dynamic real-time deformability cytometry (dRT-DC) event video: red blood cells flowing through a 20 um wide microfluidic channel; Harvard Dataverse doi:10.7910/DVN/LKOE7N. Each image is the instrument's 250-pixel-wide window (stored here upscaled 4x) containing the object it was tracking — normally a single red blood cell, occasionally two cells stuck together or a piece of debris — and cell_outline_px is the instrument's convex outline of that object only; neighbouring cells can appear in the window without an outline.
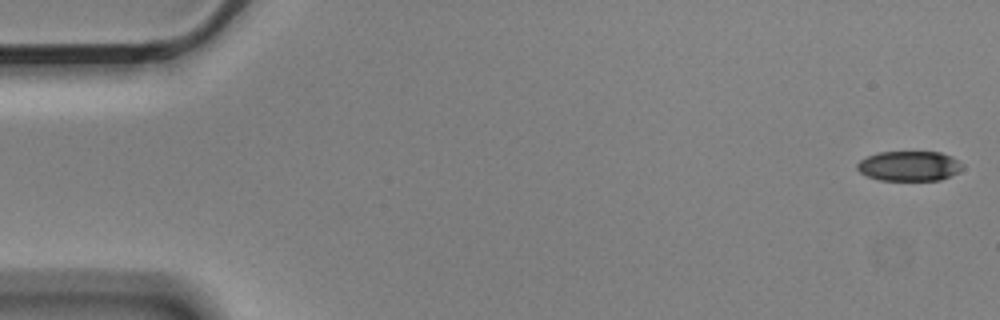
{"species": "Egyptian fruit bat (a non-hibernating species)", "species_latin": "Rousettus aegyptiacus", "temperature_condition": "cold", "stored_images_in_passage": 8, "camera_frame_rate_fps": 3000, "um_per_image_px": 0.085, "animal": {"sex": "male"}, "frame": {"image": 1, "passage_image": 1, "time_ms": 0.0, "image_size_px": [1000, 320], "cell_outline_px": [[964, 168], [940, 180], [880, 180], [868, 176], [860, 172], [856, 168], [856, 164], [860, 160], [868, 156], [880, 152], [940, 152], [952, 156], [964, 164]], "centroid_in_image_um": [77.29, 14.1], "position_along_channel_um": 7.7, "area_um2": 18.32}}
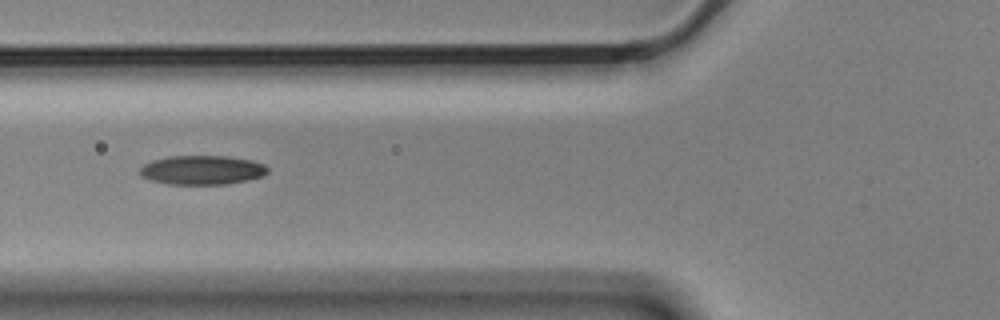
{"frame": {"image": 2, "passage_image": 6, "time_ms": 1.667, "image_size_px": [1000, 320], "cell_outline_px": [[268, 172], [264, 176], [248, 180], [224, 184], [168, 184], [148, 180], [140, 176], [140, 168], [144, 164], [152, 160], [168, 156], [228, 156], [252, 160], [264, 164], [268, 168]], "centroid_in_image_um": [17.17, 14.45], "position_along_channel_um": 108.6, "area_um2": 21.91}}
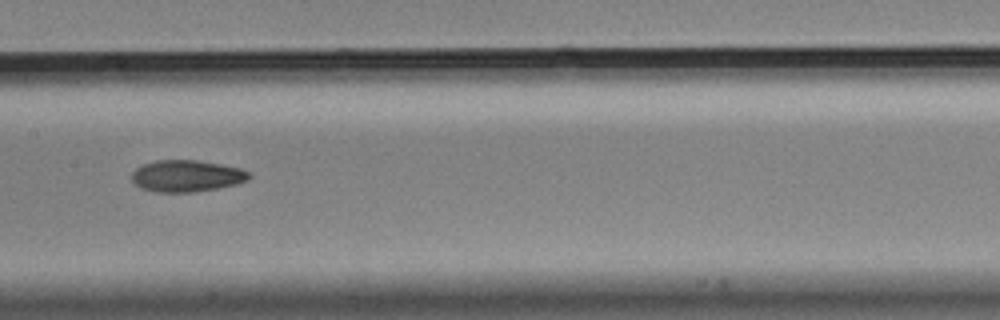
{"frame": {"image": 3, "passage_image": 8, "time_ms": 2.333, "image_size_px": [1000, 320], "cell_outline_px": [[252, 176], [248, 180], [236, 184], [216, 188], [192, 192], [160, 192], [140, 188], [132, 180], [132, 172], [136, 168], [144, 164], [156, 160], [196, 160], [220, 164], [240, 168], [252, 172]], "centroid_in_image_um": [15.89, 14.95], "position_along_channel_um": 191.5, "area_um2": 21.62}}